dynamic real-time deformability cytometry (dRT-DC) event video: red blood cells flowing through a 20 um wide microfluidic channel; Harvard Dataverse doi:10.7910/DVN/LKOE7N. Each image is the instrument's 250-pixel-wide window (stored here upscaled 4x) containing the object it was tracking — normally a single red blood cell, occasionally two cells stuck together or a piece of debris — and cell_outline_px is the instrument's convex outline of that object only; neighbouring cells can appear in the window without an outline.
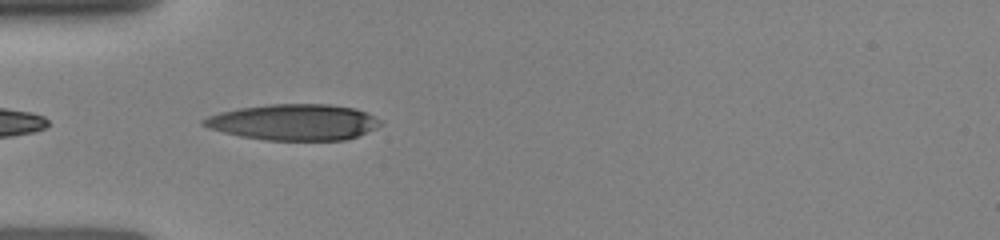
{"species": "human", "species_latin": "Homo sapiens", "temperature_condition": "room temperature", "stored_images_in_passage": 5, "camera_frame_rate_fps": 3000, "um_per_image_px": 0.085, "donor": {"sex": "female"}, "frame": {"image": 1, "passage_image": 4, "time_ms": 0.667, "image_size_px": [1000, 240], "cell_outline_px": [[380, 124], [376, 128], [356, 136], [344, 140], [264, 140], [240, 136], [208, 128], [200, 124], [200, 120], [208, 116], [220, 112], [240, 108], [272, 104], [328, 104], [352, 108], [364, 112], [380, 120]], "centroid_in_image_um": [24.91, 10.39], "position_along_channel_um": 60.1, "area_um2": 36.82}}